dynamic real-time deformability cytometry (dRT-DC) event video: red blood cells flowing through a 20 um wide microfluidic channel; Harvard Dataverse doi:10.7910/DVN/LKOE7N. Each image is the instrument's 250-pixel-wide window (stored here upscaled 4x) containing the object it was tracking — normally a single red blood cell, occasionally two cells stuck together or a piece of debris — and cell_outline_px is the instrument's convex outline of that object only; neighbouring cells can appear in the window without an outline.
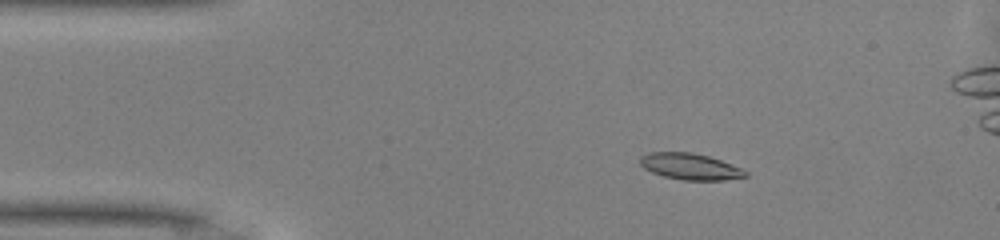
{"species": "common noctule bat (a hibernating species)", "species_latin": "Nyctalus noctula", "temperature_condition": "warm", "stored_images_in_passage": 50, "camera_frame_rate_fps": 3000, "um_per_image_px": 0.085, "animal": {"sex": "male", "body_mass_g": 13.0, "forearm_length_mm": 53.1}, "frame": {"image": 1, "passage_image": 8, "time_ms": 2.333, "image_size_px": [1000, 240], "cell_outline_px": [[748, 176], [724, 180], [684, 180], [664, 176], [652, 172], [644, 168], [640, 164], [640, 156], [648, 152], [692, 152], [708, 156], [720, 160], [740, 168], [748, 172]], "centroid_in_image_um": [58.64, 14.15], "position_along_channel_um": 26.4, "area_um2": 16.07}}
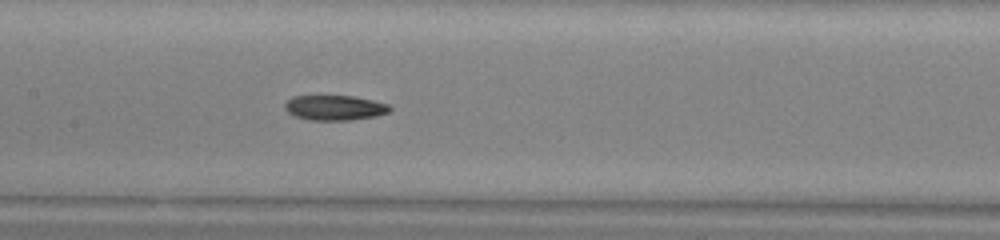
{"frame": {"image": 2, "passage_image": 23, "time_ms": 7.333, "image_size_px": [1000, 240], "cell_outline_px": [[392, 108], [388, 112], [376, 116], [352, 120], [312, 120], [292, 116], [284, 108], [284, 104], [292, 96], [352, 96], [372, 100], [388, 104]], "centroid_in_image_um": [28.43, 9.16], "position_along_channel_um": 179.0, "area_um2": 15.32}}
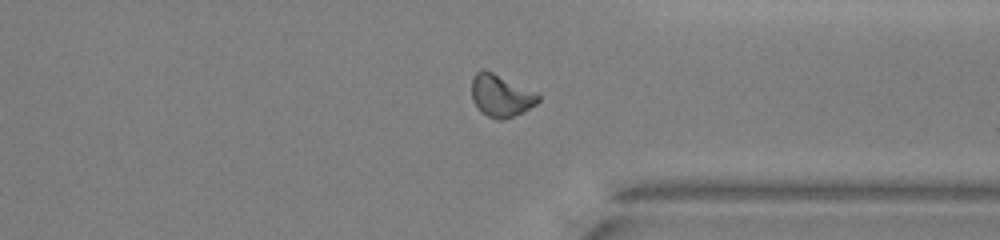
{"frame": {"image": 3, "passage_image": 37, "time_ms": 12.0, "image_size_px": [1000, 240], "cell_outline_px": [[540, 100], [536, 104], [524, 112], [504, 120], [496, 120], [480, 112], [472, 100], [472, 76], [476, 72], [484, 68], [536, 92], [540, 96]], "centroid_in_image_um": [42.56, 8.14], "position_along_channel_um": 368.8, "area_um2": 16.59}, "authors_computed_cell_mechanics": {"area_um2": 15.9817, "velocity_mm_per_s": 4.1412, "shape_relaxation_time_tau1_ms": 4.6508, "shape_relaxation_time_tau2_ms": 4.8769, "deformation_change_tau1": 0.1666, "deformation_change_tau2": 0.1109}}